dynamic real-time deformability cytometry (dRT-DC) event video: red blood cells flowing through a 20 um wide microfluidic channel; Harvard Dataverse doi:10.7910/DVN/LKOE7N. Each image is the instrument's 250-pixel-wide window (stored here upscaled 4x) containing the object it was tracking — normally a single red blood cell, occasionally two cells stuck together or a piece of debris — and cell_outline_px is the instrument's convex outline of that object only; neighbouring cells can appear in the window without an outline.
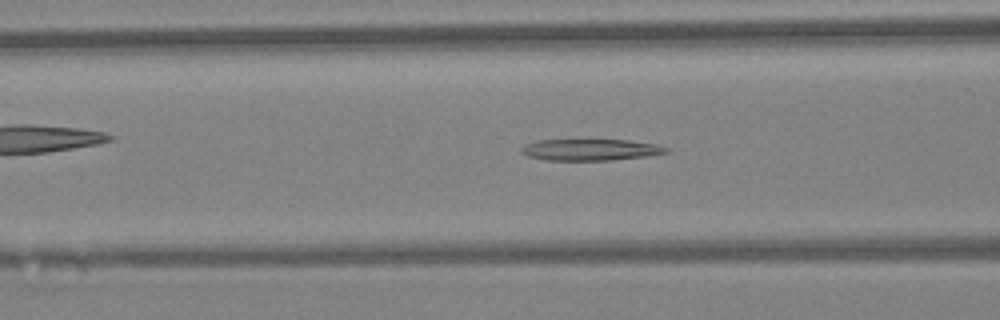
{"species": "Egyptian fruit bat (a non-hibernating species)", "species_latin": "Rousettus aegyptiacus", "temperature_condition": "warm", "stored_images_in_passage": 35, "camera_frame_rate_fps": 3000, "um_per_image_px": 0.085, "animal": {"sex": "female"}, "frame": {"image": 1, "passage_image": 13, "time_ms": 4.0, "image_size_px": [1000, 320], "cell_outline_px": [[668, 152], [648, 156], [608, 160], [544, 160], [528, 156], [520, 152], [520, 148], [524, 144], [536, 140], [628, 140], [656, 144], [668, 148]], "centroid_in_image_um": [50.14, 12.72], "position_along_channel_um": 116.5, "area_um2": 18.09}}
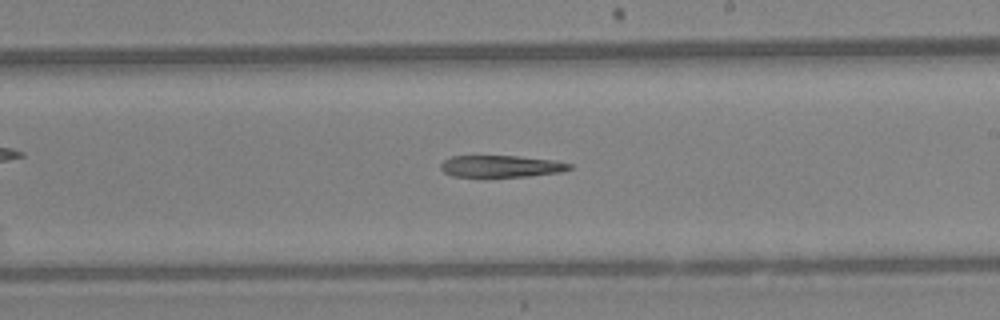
{"frame": {"image": 2, "passage_image": 22, "time_ms": 7.0, "image_size_px": [1000, 320], "cell_outline_px": [[572, 168], [560, 172], [528, 176], [452, 176], [444, 172], [440, 168], [440, 164], [444, 160], [452, 156], [520, 156], [552, 160], [572, 164]], "centroid_in_image_um": [42.58, 14.12], "position_along_channel_um": 246.4, "area_um2": 16.18}}
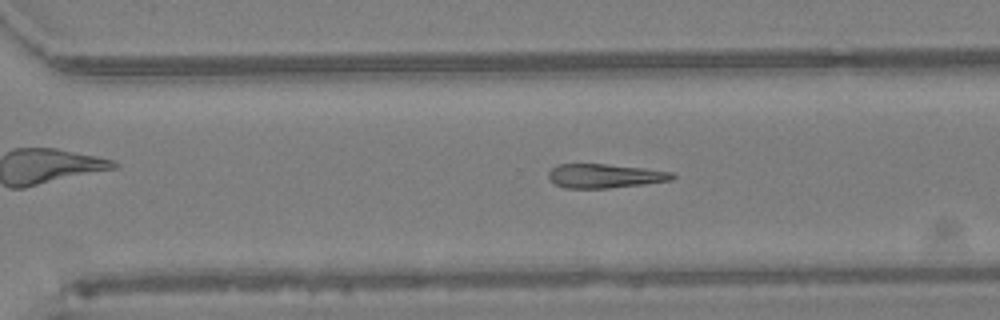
{"frame": {"image": 3, "passage_image": 27, "time_ms": 8.667, "image_size_px": [1000, 320], "cell_outline_px": [[676, 176], [672, 180], [644, 184], [608, 188], [564, 188], [556, 184], [548, 176], [548, 172], [556, 164], [604, 164], [644, 168], [672, 172]], "centroid_in_image_um": [51.41, 14.95], "position_along_channel_um": 319.2, "area_um2": 17.28}}